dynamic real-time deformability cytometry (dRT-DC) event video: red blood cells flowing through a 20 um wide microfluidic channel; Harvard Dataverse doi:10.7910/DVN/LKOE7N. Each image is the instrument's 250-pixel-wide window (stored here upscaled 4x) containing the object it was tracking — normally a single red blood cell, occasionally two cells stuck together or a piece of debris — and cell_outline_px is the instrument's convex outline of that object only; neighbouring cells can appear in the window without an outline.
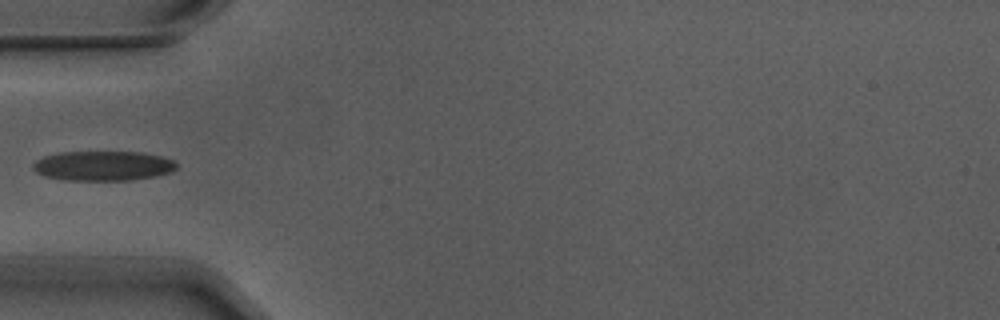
{"species": "Egyptian fruit bat (a non-hibernating species)", "species_latin": "Rousettus aegyptiacus", "temperature_condition": "warm", "stored_images_in_passage": 3, "camera_frame_rate_fps": 3000, "um_per_image_px": 0.085, "animal": {"sex": "male"}, "frame": {"image": 1, "passage_image": 2, "time_ms": 0.333, "image_size_px": [1000, 320], "cell_outline_px": [[176, 168], [172, 172], [156, 176], [128, 180], [68, 180], [44, 176], [36, 172], [32, 168], [32, 164], [36, 160], [44, 156], [60, 152], [140, 152], [160, 156], [172, 160], [176, 164]], "centroid_in_image_um": [8.73, 14.09], "position_along_channel_um": 76.3, "area_um2": 24.8}}